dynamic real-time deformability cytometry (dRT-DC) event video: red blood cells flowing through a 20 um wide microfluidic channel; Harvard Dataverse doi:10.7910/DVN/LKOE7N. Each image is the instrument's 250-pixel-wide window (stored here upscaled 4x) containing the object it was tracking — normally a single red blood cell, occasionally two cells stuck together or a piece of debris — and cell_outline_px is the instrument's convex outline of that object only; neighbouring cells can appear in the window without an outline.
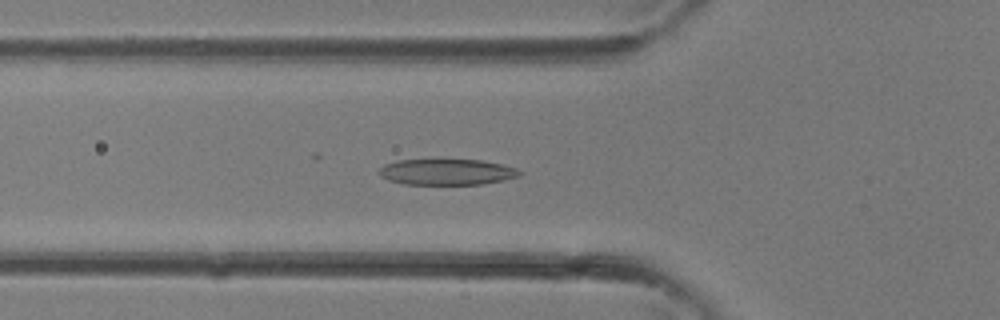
{"species": "common noctule bat (a hibernating species)", "species_latin": "Nyctalus noctula", "temperature_condition": "room temperature", "stored_images_in_passage": 36, "camera_frame_rate_fps": 3000, "um_per_image_px": 0.085, "animal": {"sex": "female"}, "frame": {"image": 1, "passage_image": 13, "time_ms": 4.0, "image_size_px": [1000, 320], "cell_outline_px": [[524, 172], [520, 176], [504, 180], [480, 184], [404, 184], [388, 180], [380, 176], [376, 172], [384, 164], [396, 160], [440, 156], [480, 160], [504, 164], [516, 168]], "centroid_in_image_um": [37.94, 14.55], "position_along_channel_um": 87.9, "area_um2": 22.6}}
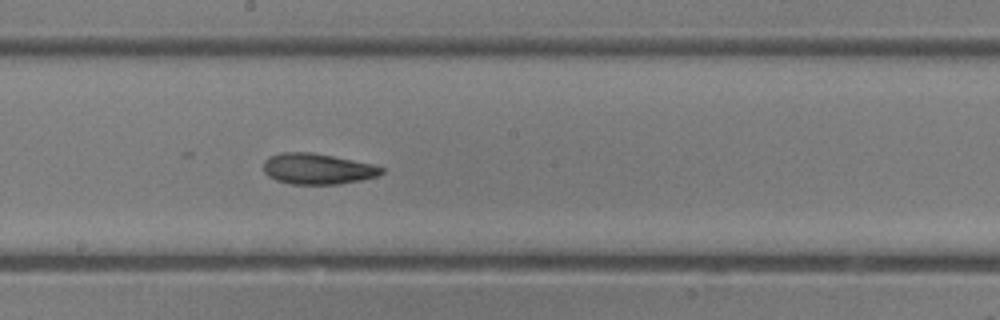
{"frame": {"image": 2, "passage_image": 20, "time_ms": 6.333, "image_size_px": [1000, 320], "cell_outline_px": [[384, 172], [376, 176], [360, 180], [340, 184], [292, 184], [276, 180], [268, 176], [264, 172], [264, 160], [268, 156], [280, 152], [312, 152], [372, 164], [384, 168]], "centroid_in_image_um": [26.95, 14.35], "position_along_channel_um": 221.3, "area_um2": 21.15}}
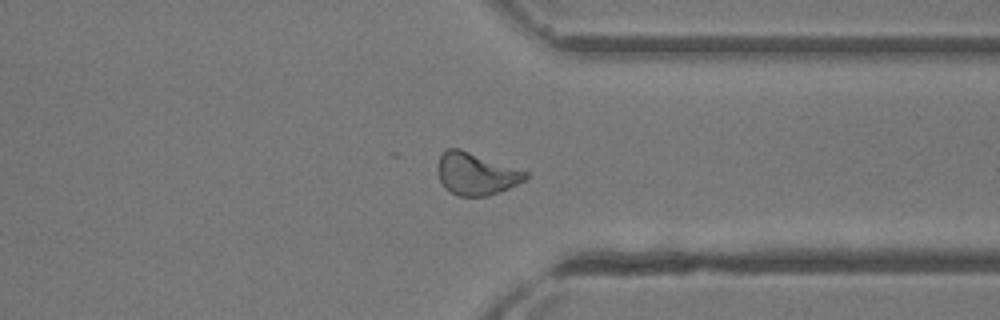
{"frame": {"image": 3, "passage_image": 28, "time_ms": 9.0, "image_size_px": [1000, 320], "cell_outline_px": [[528, 176], [524, 180], [508, 188], [488, 196], [456, 196], [444, 188], [440, 180], [436, 168], [440, 156], [448, 148], [460, 148], [528, 172]], "centroid_in_image_um": [40.42, 14.78], "position_along_channel_um": 371.0, "area_um2": 21.56}}